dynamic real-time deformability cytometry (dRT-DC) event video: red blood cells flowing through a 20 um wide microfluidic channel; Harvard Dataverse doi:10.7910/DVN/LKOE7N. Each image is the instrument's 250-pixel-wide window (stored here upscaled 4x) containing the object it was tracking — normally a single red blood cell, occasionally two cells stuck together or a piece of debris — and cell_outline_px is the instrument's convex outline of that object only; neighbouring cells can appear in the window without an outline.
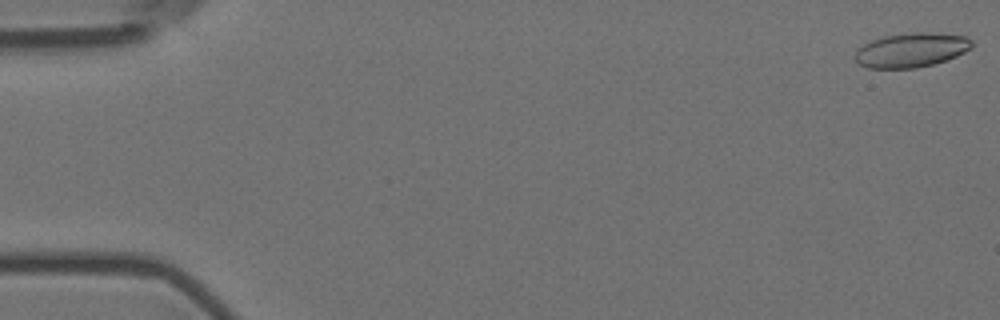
{"species": "Egyptian fruit bat (a non-hibernating species)", "species_latin": "Rousettus aegyptiacus", "temperature_condition": "room temperature", "stored_images_in_passage": 26, "camera_frame_rate_fps": 3000, "um_per_image_px": 0.085, "animal": {"sex": "female"}, "frame": {"image": 1, "passage_image": 1, "time_ms": 0.0, "image_size_px": [1000, 320], "cell_outline_px": [[972, 48], [956, 56], [932, 64], [916, 68], [868, 68], [860, 64], [856, 60], [856, 48], [872, 40], [884, 36], [912, 32], [924, 32], [964, 36], [972, 40]], "centroid_in_image_um": [77.44, 4.25], "position_along_channel_um": 7.6, "area_um2": 23.18}}
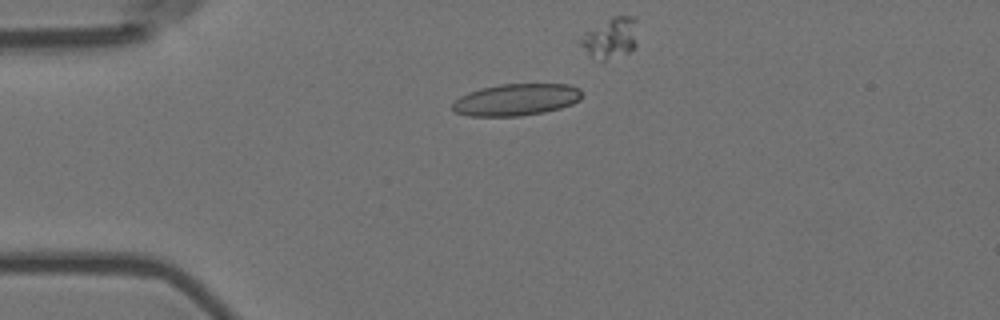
{"frame": {"image": 2, "passage_image": 14, "time_ms": 4.333, "image_size_px": [1000, 320], "cell_outline_px": [[580, 100], [572, 104], [560, 108], [544, 112], [520, 116], [468, 116], [456, 112], [452, 108], [452, 104], [460, 96], [468, 92], [480, 88], [500, 84], [568, 84], [580, 88]], "centroid_in_image_um": [43.87, 8.47], "position_along_channel_um": 41.1, "area_um2": 24.04}}
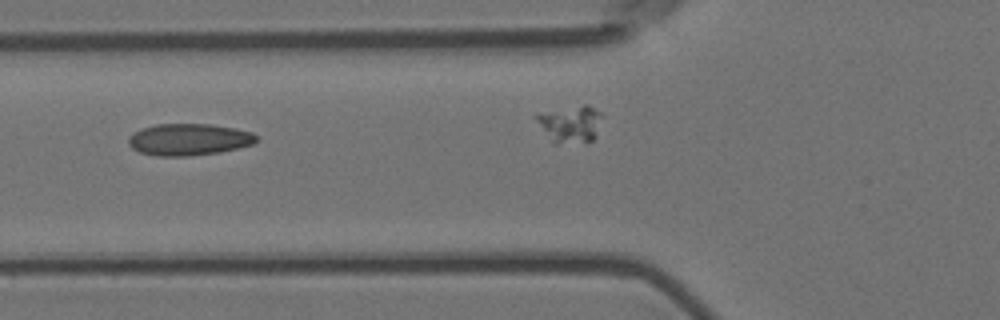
{"frame": {"image": 3, "passage_image": 22, "time_ms": 7.0, "image_size_px": [1000, 320], "cell_outline_px": [[256, 140], [252, 144], [220, 152], [188, 156], [156, 156], [140, 152], [132, 148], [128, 144], [128, 136], [132, 132], [140, 128], [156, 124], [212, 124], [236, 128], [252, 132], [256, 136]], "centroid_in_image_um": [16.0, 11.85], "position_along_channel_um": 109.8, "area_um2": 23.81}}